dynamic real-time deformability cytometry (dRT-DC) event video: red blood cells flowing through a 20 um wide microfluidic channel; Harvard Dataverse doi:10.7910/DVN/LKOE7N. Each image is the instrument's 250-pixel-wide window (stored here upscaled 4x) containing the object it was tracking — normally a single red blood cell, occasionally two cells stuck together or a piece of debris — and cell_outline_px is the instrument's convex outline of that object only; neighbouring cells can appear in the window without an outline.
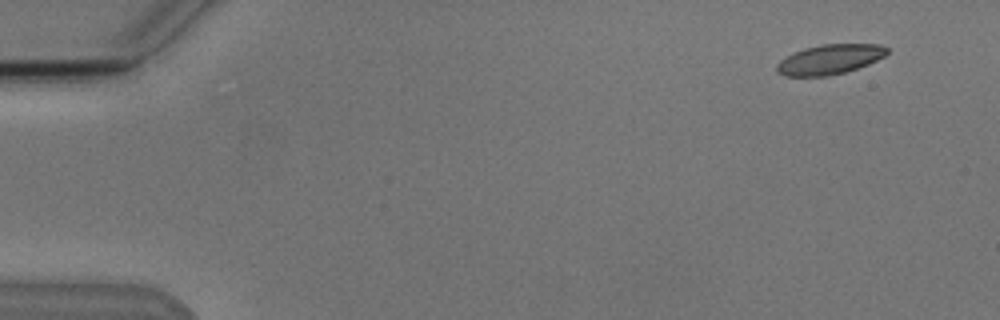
{"species": "Egyptian fruit bat (a non-hibernating species)", "species_latin": "Rousettus aegyptiacus", "temperature_condition": "cold", "stored_images_in_passage": 5, "camera_frame_rate_fps": 3000, "um_per_image_px": 0.085, "animal": {"sex": "male"}, "frame": {"image": 1, "passage_image": 2, "time_ms": 1.0, "image_size_px": [1000, 320], "cell_outline_px": [[888, 52], [884, 56], [868, 64], [844, 72], [828, 76], [784, 76], [776, 72], [776, 64], [780, 60], [792, 52], [804, 48], [820, 44], [880, 44], [888, 48]], "centroid_in_image_um": [70.48, 5.04], "position_along_channel_um": 14.5, "area_um2": 19.25}}